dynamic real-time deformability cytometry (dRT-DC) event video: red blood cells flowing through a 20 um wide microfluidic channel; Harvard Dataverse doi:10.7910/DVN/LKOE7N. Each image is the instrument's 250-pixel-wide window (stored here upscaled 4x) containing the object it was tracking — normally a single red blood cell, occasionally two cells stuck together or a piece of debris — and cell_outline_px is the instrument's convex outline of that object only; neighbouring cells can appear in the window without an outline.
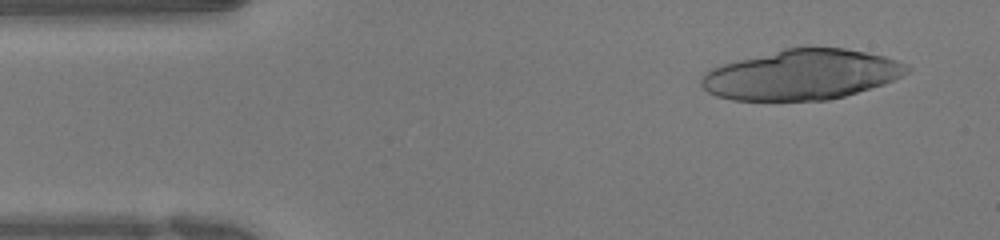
{"species": "human", "species_latin": "Homo sapiens", "temperature_condition": "warm", "stored_images_in_passage": 13, "camera_frame_rate_fps": 3000, "um_per_image_px": 0.085, "donor": {"sex": "female"}, "frame": {"image": 1, "passage_image": 3, "time_ms": 0.667, "image_size_px": [1000, 240], "cell_outline_px": [[912, 68], [908, 72], [884, 84], [844, 96], [828, 100], [732, 100], [716, 96], [708, 92], [700, 84], [700, 80], [704, 72], [712, 68], [724, 64], [784, 48], [808, 44], [844, 48], [884, 56], [896, 60]], "centroid_in_image_um": [68.14, 6.32], "position_along_channel_um": 16.9, "area_um2": 60.46}}